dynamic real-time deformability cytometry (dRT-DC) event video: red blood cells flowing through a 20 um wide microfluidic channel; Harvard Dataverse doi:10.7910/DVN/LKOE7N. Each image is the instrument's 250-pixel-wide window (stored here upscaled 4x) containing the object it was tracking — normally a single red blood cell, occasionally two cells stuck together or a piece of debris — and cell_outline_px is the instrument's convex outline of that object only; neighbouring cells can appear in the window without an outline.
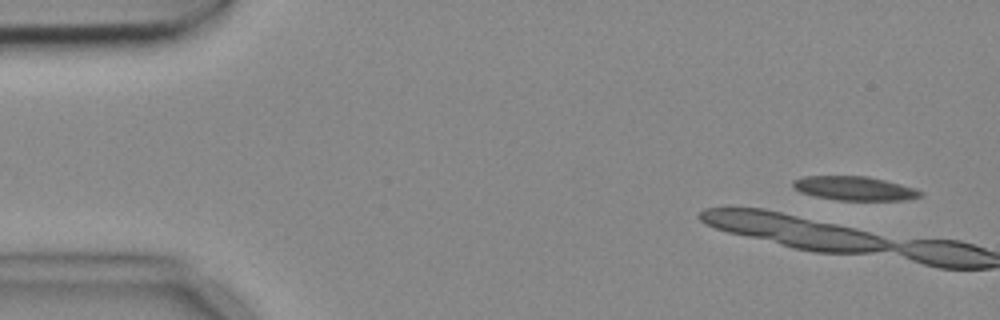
{"species": "common noctule bat (a hibernating species)", "species_latin": "Nyctalus noctula", "temperature_condition": "cold", "stored_images_in_passage": 4, "camera_frame_rate_fps": 3000, "um_per_image_px": 0.085, "animal": {"sex": "female", "body_mass_g": 18.4}, "frame": {"image": 1, "passage_image": 1, "time_ms": 0.0, "image_size_px": [1000, 320], "cell_outline_px": [[924, 196], [908, 200], [840, 200], [816, 196], [800, 192], [792, 188], [792, 180], [804, 176], [868, 176], [900, 184], [924, 192]], "centroid_in_image_um": [72.62, 16.01], "position_along_channel_um": 12.4, "area_um2": 17.86}}